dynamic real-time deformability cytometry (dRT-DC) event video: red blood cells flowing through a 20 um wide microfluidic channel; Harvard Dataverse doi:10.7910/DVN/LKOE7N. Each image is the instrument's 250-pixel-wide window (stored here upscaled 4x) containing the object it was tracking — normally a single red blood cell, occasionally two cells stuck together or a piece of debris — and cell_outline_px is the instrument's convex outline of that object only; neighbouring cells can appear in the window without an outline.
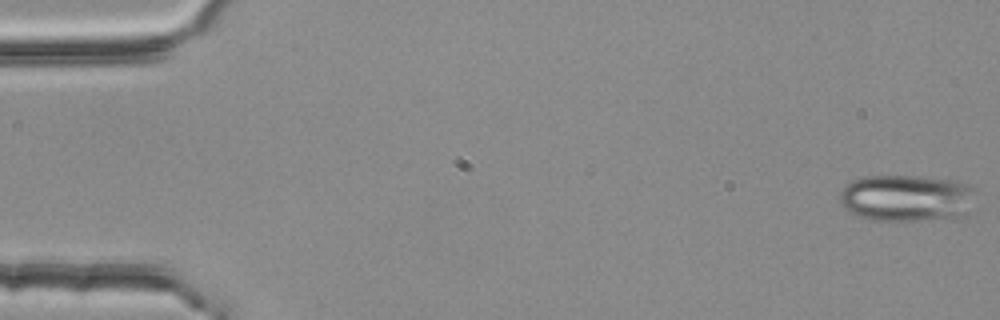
{"species": "common noctule bat (a hibernating species)", "species_latin": "Nyctalus noctula", "temperature_condition": "room temperature", "stored_images_in_passage": 54, "camera_frame_rate_fps": 3000, "um_per_image_px": 0.085, "animal": {"sex": "female", "body_mass_g": 25.1}, "frame": {"image": 1, "passage_image": 1, "time_ms": 0.0, "image_size_px": [1000, 320], "cell_outline_px": [[972, 188], [956, 220], [872, 220], [848, 212], [844, 208], [840, 200], [840, 192], [852, 180], [864, 176], [920, 176], [948, 180], [968, 184]], "centroid_in_image_um": [76.9, 16.83], "position_along_channel_um": 8.1, "area_um2": 36.07}}
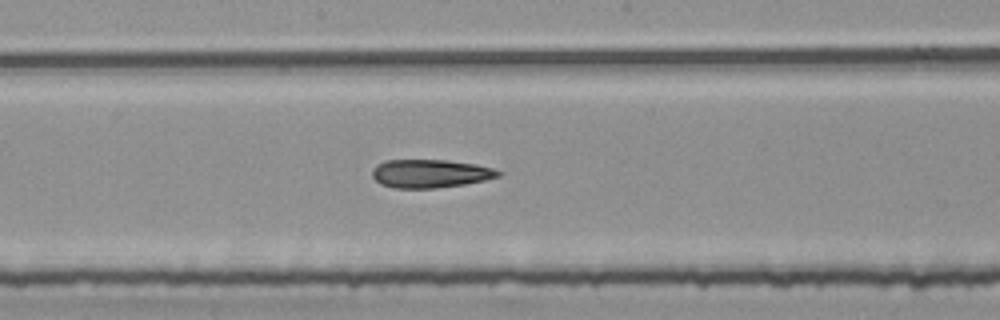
{"frame": {"image": 2, "passage_image": 29, "time_ms": 9.333, "image_size_px": [1000, 320], "cell_outline_px": [[500, 176], [484, 180], [464, 184], [436, 188], [392, 188], [380, 184], [372, 176], [372, 168], [376, 164], [384, 160], [444, 160], [476, 164], [492, 168], [500, 172]], "centroid_in_image_um": [36.51, 14.75], "position_along_channel_um": 211.7, "area_um2": 20.81}}
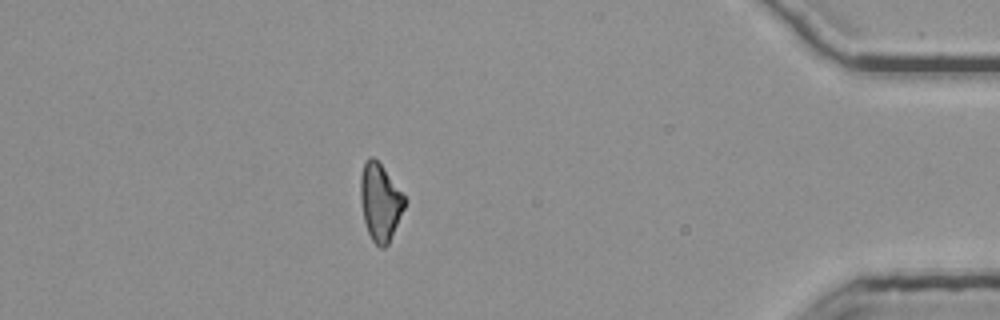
{"frame": {"image": 3, "passage_image": 48, "time_ms": 15.667, "image_size_px": [1000, 320], "cell_outline_px": [[408, 200], [388, 244], [384, 248], [380, 248], [372, 240], [368, 232], [364, 220], [360, 196], [360, 176], [364, 164], [368, 156], [372, 156], [380, 164]], "centroid_in_image_um": [32.31, 17.18], "position_along_channel_um": 402.9, "area_um2": 19.71}}